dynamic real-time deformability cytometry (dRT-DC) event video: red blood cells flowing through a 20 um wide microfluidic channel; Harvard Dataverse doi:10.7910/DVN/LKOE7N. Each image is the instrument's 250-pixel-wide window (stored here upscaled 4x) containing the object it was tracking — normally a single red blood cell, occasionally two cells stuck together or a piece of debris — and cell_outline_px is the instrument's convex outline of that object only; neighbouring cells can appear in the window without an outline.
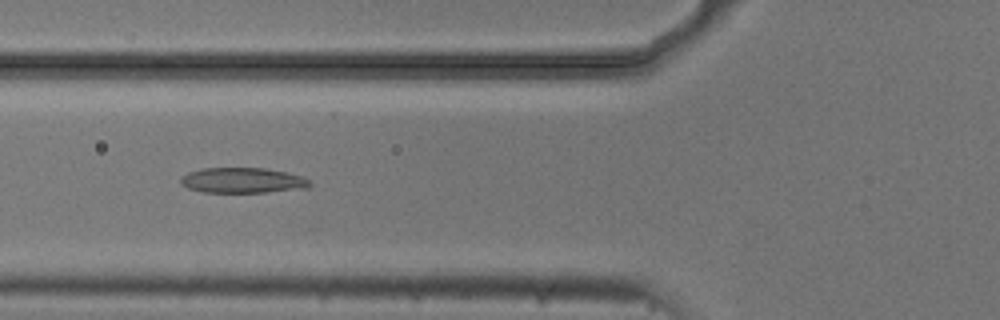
{"species": "common noctule bat (a hibernating species)", "species_latin": "Nyctalus noctula", "temperature_condition": "cold", "stored_images_in_passage": 51, "camera_frame_rate_fps": 3000, "um_per_image_px": 0.085, "animal": {"sex": "male", "body_mass_g": 20.5, "forearm_length_mm": 52.5}, "frame": {"image": 1, "passage_image": 19, "time_ms": 6.0, "image_size_px": [1000, 320], "cell_outline_px": [[312, 184], [308, 188], [264, 192], [204, 192], [188, 188], [180, 184], [180, 176], [188, 172], [200, 168], [264, 168], [288, 172], [300, 176], [308, 180]], "centroid_in_image_um": [20.59, 15.32], "position_along_channel_um": 105.2, "area_um2": 19.13}}
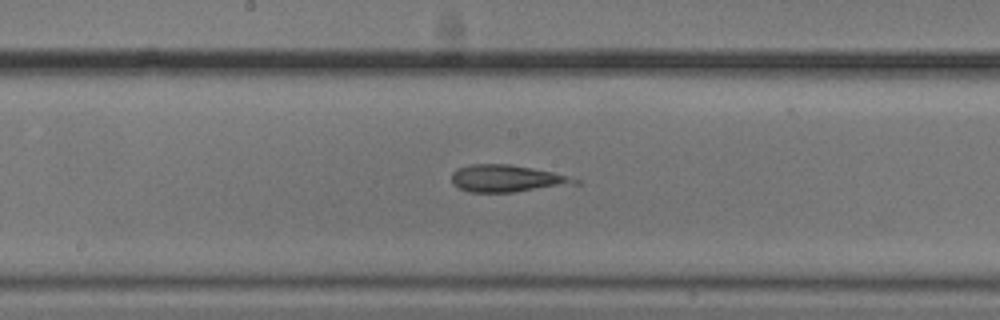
{"frame": {"image": 2, "passage_image": 27, "time_ms": 8.667, "image_size_px": [1000, 320], "cell_outline_px": [[580, 184], [516, 192], [468, 192], [452, 184], [452, 172], [456, 168], [472, 164], [508, 164], [532, 168], [552, 172], [580, 180]], "centroid_in_image_um": [43.08, 15.18], "position_along_channel_um": 205.1, "area_um2": 19.54}}
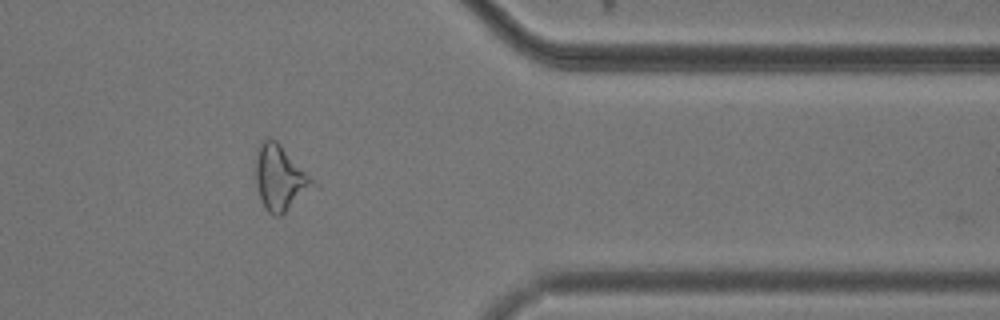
{"frame": {"image": 3, "passage_image": 43, "time_ms": 14.0, "image_size_px": [1000, 320], "cell_outline_px": [[320, 188], [280, 216], [276, 216], [268, 212], [264, 208], [260, 200], [256, 184], [256, 152], [264, 136], [268, 136], [276, 140], [320, 184]], "centroid_in_image_um": [23.89, 15.16], "position_along_channel_um": 387.5, "area_um2": 22.77}}